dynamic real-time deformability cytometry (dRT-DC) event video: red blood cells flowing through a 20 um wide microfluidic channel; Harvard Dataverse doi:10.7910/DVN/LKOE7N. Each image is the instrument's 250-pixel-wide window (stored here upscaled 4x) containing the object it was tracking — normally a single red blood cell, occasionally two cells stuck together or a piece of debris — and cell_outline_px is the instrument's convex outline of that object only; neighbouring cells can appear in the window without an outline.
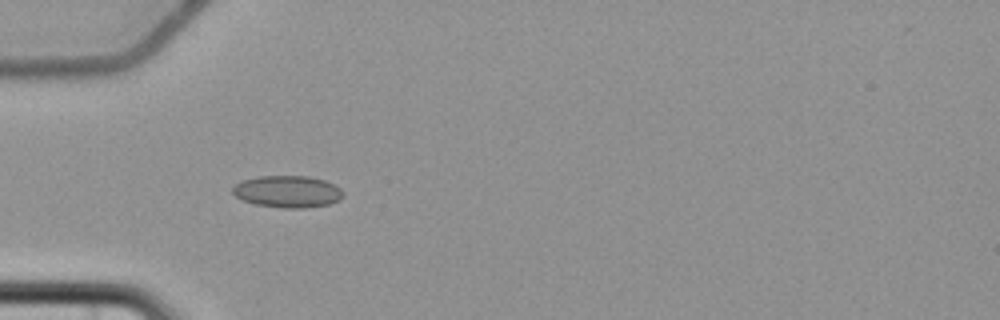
{"species": "common noctule bat (a hibernating species)", "species_latin": "Nyctalus noctula", "temperature_condition": "cold", "stored_images_in_passage": 7, "camera_frame_rate_fps": 3000, "um_per_image_px": 0.085, "animal": {"sex": "female", "body_mass_g": 22.7, "forearm_length_mm": 54.2}, "frame": {"image": 1, "passage_image": 6, "time_ms": 6.0, "image_size_px": [1000, 320], "cell_outline_px": [[344, 196], [340, 200], [328, 204], [304, 208], [284, 208], [256, 204], [244, 200], [236, 196], [232, 192], [232, 188], [240, 180], [260, 176], [308, 176], [324, 180], [340, 188], [344, 192]], "centroid_in_image_um": [24.45, 16.28], "position_along_channel_um": 60.5, "area_um2": 20.52}}
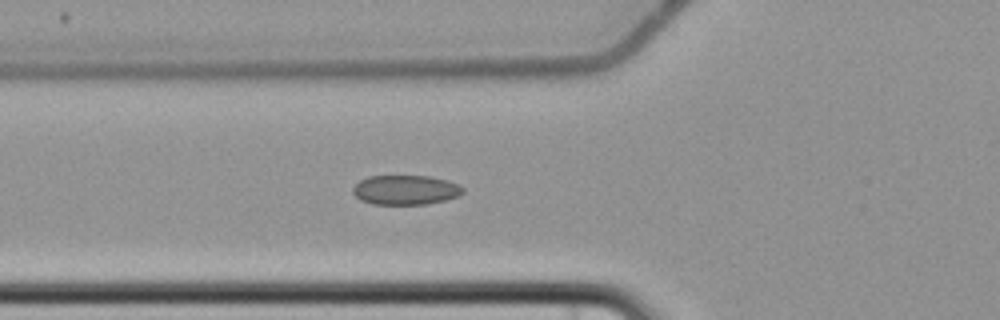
{"frame": {"image": 2, "passage_image": 7, "time_ms": 7.0, "image_size_px": [1000, 320], "cell_outline_px": [[464, 192], [460, 196], [428, 204], [372, 204], [360, 200], [352, 192], [352, 188], [360, 180], [368, 176], [428, 176], [460, 184], [464, 188]], "centroid_in_image_um": [34.47, 16.15], "position_along_channel_um": 91.3, "area_um2": 19.02}}